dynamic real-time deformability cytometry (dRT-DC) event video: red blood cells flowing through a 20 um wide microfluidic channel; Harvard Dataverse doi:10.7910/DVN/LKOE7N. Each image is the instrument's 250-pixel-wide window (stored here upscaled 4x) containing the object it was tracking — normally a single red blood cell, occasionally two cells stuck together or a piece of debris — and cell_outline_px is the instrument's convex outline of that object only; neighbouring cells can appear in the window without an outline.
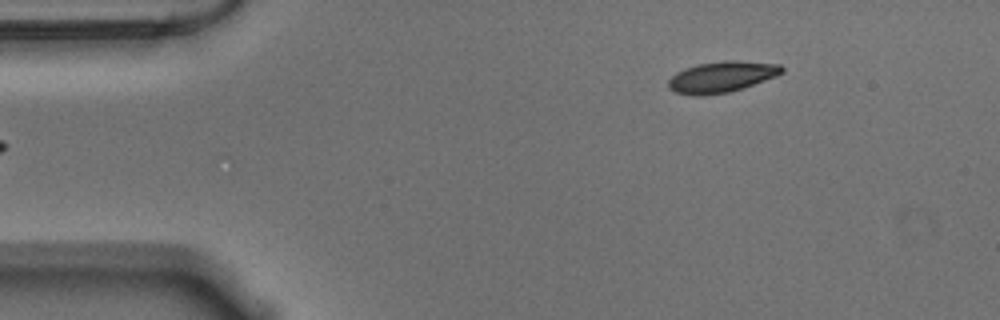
{"species": "Egyptian fruit bat (a non-hibernating species)", "species_latin": "Rousettus aegyptiacus", "temperature_condition": "warm", "stored_images_in_passage": 49, "camera_frame_rate_fps": 3000, "um_per_image_px": 0.085, "animal": {"sex": "male"}, "frame": {"image": 1, "passage_image": 1, "time_ms": 0.0, "image_size_px": [1000, 320], "cell_outline_px": [[784, 72], [776, 76], [744, 88], [728, 92], [704, 96], [692, 96], [676, 92], [668, 88], [668, 80], [676, 72], [684, 68], [700, 64], [724, 60], [732, 60], [780, 64], [784, 68]], "centroid_in_image_um": [61.33, 6.54], "position_along_channel_um": 23.7, "area_um2": 20.63}}
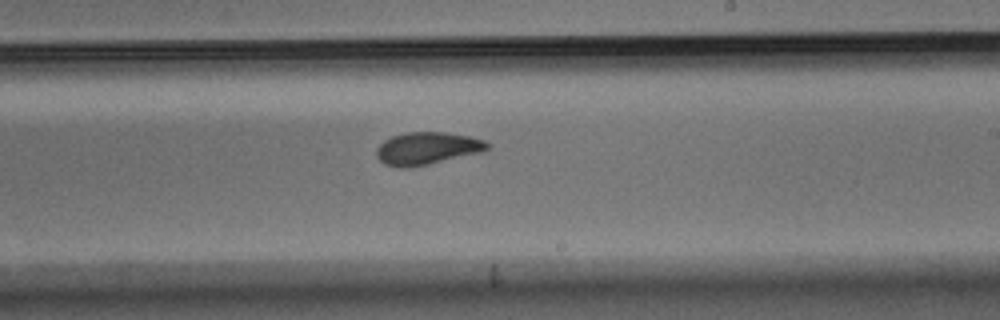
{"frame": {"image": 2, "passage_image": 26, "time_ms": 8.333, "image_size_px": [1000, 320], "cell_outline_px": [[488, 148], [484, 152], [428, 164], [408, 168], [400, 168], [384, 164], [376, 156], [376, 148], [384, 140], [392, 136], [408, 132], [444, 132], [468, 136], [484, 140], [488, 144]], "centroid_in_image_um": [36.29, 12.62], "position_along_channel_um": 252.7, "area_um2": 20.98}}
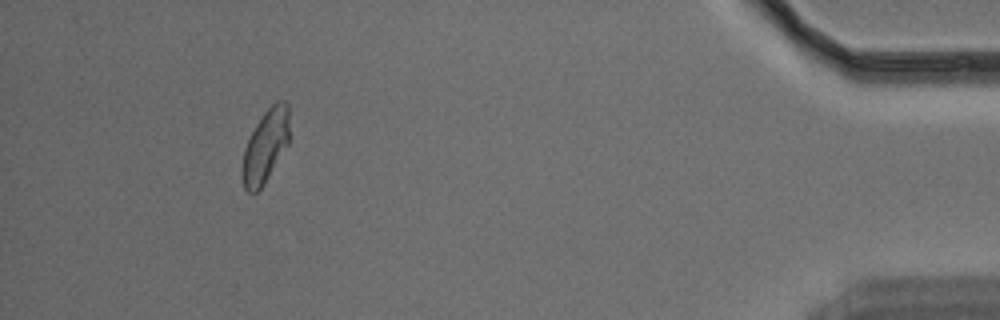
{"frame": {"image": 3, "passage_image": 45, "time_ms": 14.667, "image_size_px": [1000, 320], "cell_outline_px": [[288, 144], [264, 184], [256, 192], [248, 192], [244, 188], [240, 172], [240, 168], [244, 148], [256, 124], [264, 112], [276, 100], [284, 100], [288, 104]], "centroid_in_image_um": [22.53, 12.44], "position_along_channel_um": 412.7, "area_um2": 20.0}, "authors_computed_cell_mechanics": {"area_um2": 20.6924, "velocity_mm_per_s": 3.5412, "shape_relaxation_time_tau1_ms": 4.2787, "shape_relaxation_time_tau2_ms": 1.0126, "deformation_change_tau1": 0.1275, "deformation_change_tau2": 0.0499}}